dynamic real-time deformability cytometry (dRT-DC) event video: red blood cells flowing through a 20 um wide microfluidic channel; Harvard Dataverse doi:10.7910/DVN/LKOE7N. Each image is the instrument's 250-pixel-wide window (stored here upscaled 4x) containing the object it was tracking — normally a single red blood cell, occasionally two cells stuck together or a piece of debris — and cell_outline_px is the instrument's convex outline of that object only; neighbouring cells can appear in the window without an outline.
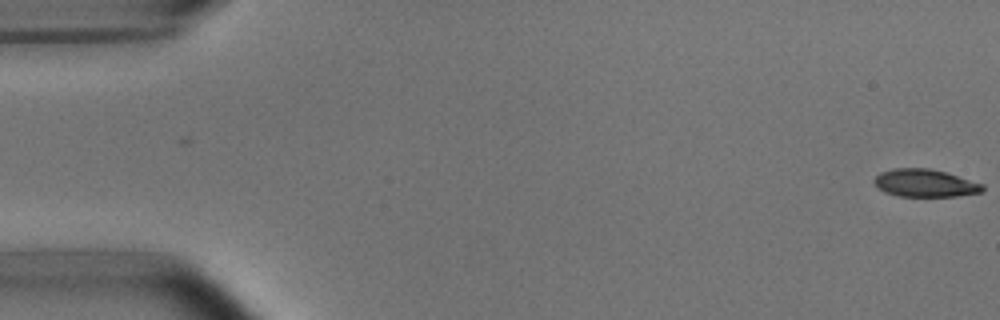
{"species": "common noctule bat (a hibernating species)", "species_latin": "Nyctalus noctula", "temperature_condition": "room temperature", "stored_images_in_passage": 2, "camera_frame_rate_fps": 3000, "um_per_image_px": 0.085, "animal": {"sex": "male", "body_mass_g": 15.6}, "frame": {"image": 1, "passage_image": 2, "time_ms": 1.0, "image_size_px": [1000, 320], "cell_outline_px": [[984, 192], [956, 196], [900, 196], [884, 192], [872, 180], [880, 172], [892, 168], [928, 168], [944, 172], [984, 184]], "centroid_in_image_um": [78.63, 15.56], "position_along_channel_um": 6.4, "area_um2": 17.4}}